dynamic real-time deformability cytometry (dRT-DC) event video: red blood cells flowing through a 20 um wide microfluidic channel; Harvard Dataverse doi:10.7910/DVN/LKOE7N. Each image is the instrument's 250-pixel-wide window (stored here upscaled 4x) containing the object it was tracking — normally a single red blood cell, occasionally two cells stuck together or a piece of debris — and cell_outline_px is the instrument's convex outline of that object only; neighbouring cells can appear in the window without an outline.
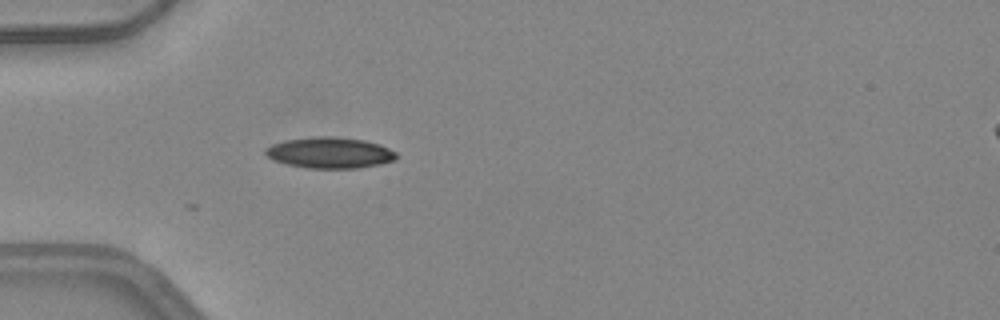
{"species": "common noctule bat (a hibernating species)", "species_latin": "Nyctalus noctula", "temperature_condition": "warm", "stored_images_in_passage": 25, "camera_frame_rate_fps": 3000, "um_per_image_px": 0.085, "animal": {"sex": "female", "body_mass_g": 24.6, "forearm_length_mm": 56.2}, "frame": {"image": 1, "passage_image": 1, "time_ms": 0.0, "image_size_px": [1000, 320], "cell_outline_px": [[396, 160], [380, 164], [360, 168], [308, 168], [288, 164], [272, 160], [264, 152], [264, 148], [272, 144], [284, 140], [316, 136], [332, 136], [364, 140], [380, 144], [396, 152]], "centroid_in_image_um": [28.02, 12.98], "position_along_channel_um": 57.0, "area_um2": 23.76}}
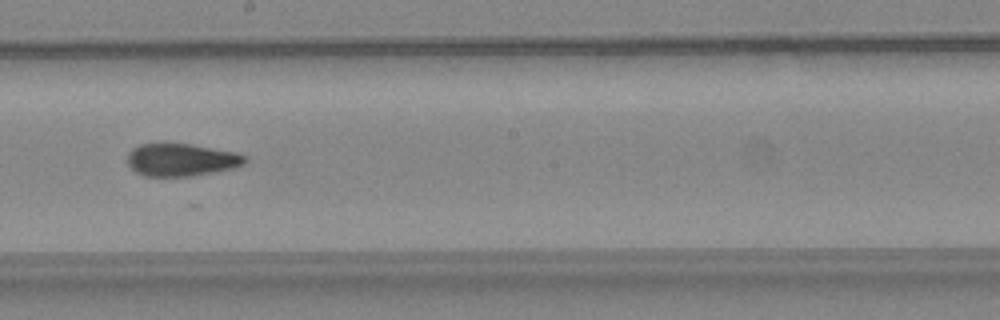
{"frame": {"image": 2, "passage_image": 14, "time_ms": 4.333, "image_size_px": [1000, 320], "cell_outline_px": [[248, 160], [244, 164], [236, 168], [216, 172], [192, 176], [144, 176], [136, 172], [128, 164], [128, 152], [132, 148], [140, 144], [192, 144], [236, 152], [248, 156]], "centroid_in_image_um": [15.47, 13.59], "position_along_channel_um": 232.7, "area_um2": 22.54}}
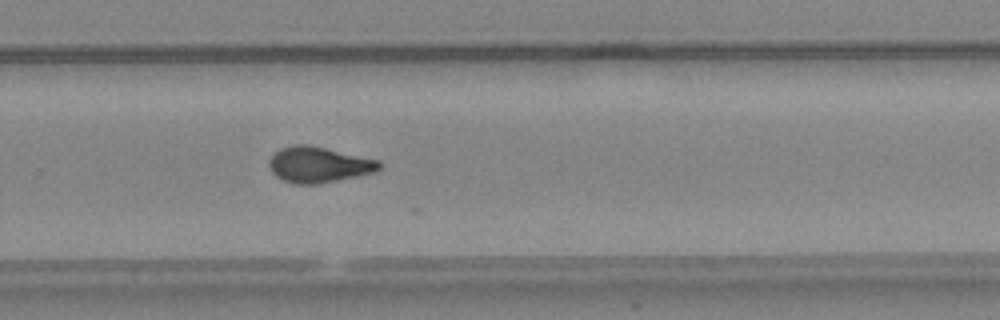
{"frame": {"image": 3, "passage_image": 19, "time_ms": 6.0, "image_size_px": [1000, 320], "cell_outline_px": [[384, 164], [376, 172], [320, 184], [292, 184], [276, 176], [272, 172], [268, 164], [268, 160], [280, 148], [296, 144], [308, 144], [380, 160]], "centroid_in_image_um": [27.11, 14.0], "position_along_channel_um": 302.7, "area_um2": 23.18}, "authors_computed_cell_mechanics": {"area_um2": 23.0044, "velocity_mm_per_s": 4.2384, "shape_relaxation_time_tau1_ms": null, "shape_relaxation_time_tau2_ms": 1.9524, "deformation_change_tau1": null, "deformation_change_tau2": 0.0831}}